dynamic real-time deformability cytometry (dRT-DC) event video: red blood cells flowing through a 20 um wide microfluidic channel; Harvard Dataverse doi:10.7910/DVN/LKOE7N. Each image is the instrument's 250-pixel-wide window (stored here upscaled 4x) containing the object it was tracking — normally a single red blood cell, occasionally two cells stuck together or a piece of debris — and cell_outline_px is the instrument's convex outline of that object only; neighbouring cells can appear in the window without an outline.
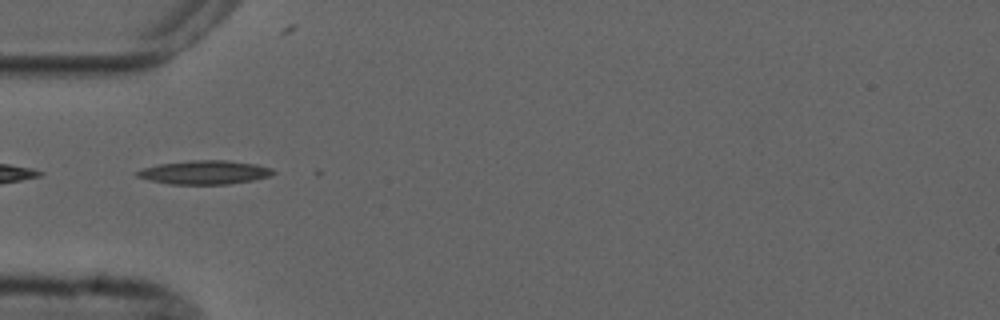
{"species": "common noctule bat (a hibernating species)", "species_latin": "Nyctalus noctula", "temperature_condition": "cold", "stored_images_in_passage": 7, "camera_frame_rate_fps": 3000, "um_per_image_px": 0.085, "animal": {"sex": "male", "forearm_length_mm": 52.5}, "frame": {"image": 1, "passage_image": 5, "time_ms": 5.333, "image_size_px": [1000, 320], "cell_outline_px": [[276, 172], [268, 176], [252, 180], [228, 184], [168, 184], [148, 180], [136, 176], [136, 172], [144, 168], [160, 164], [192, 160], [228, 160], [256, 164], [272, 168]], "centroid_in_image_um": [17.39, 14.65], "position_along_channel_um": 67.6, "area_um2": 18.73}}
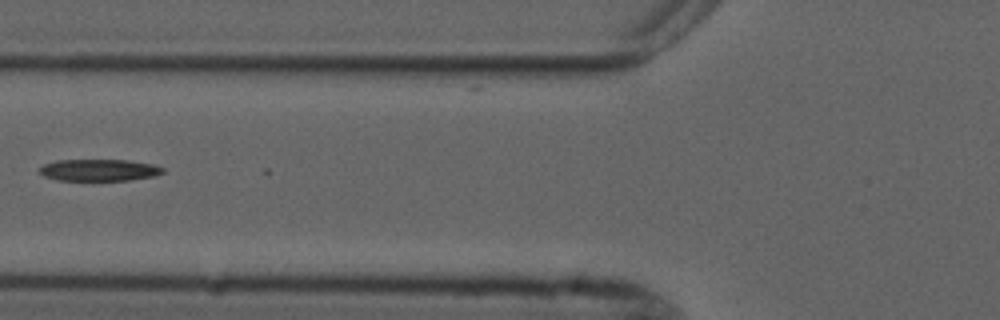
{"frame": {"image": 2, "passage_image": 6, "time_ms": 6.667, "image_size_px": [1000, 320], "cell_outline_px": [[164, 172], [152, 176], [128, 180], [56, 180], [44, 176], [40, 172], [40, 168], [44, 164], [56, 160], [128, 160], [152, 164], [164, 168]], "centroid_in_image_um": [8.4, 14.45], "position_along_channel_um": 117.4, "area_um2": 15.49}}
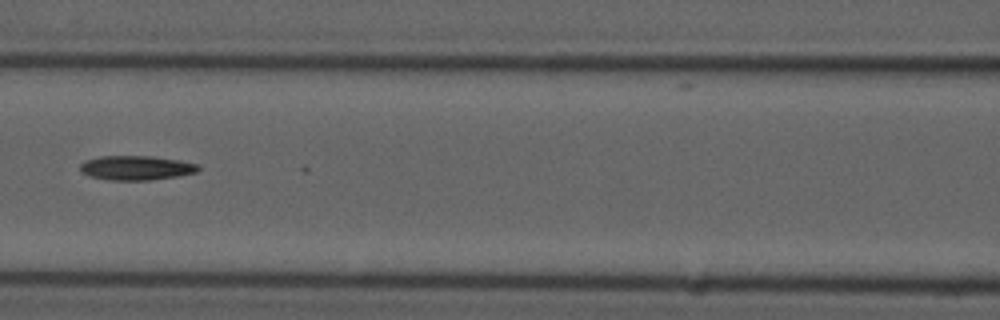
{"frame": {"image": 3, "passage_image": 7, "time_ms": 7.667, "image_size_px": [1000, 320], "cell_outline_px": [[200, 168], [196, 172], [176, 176], [152, 180], [108, 180], [88, 176], [80, 172], [80, 164], [84, 160], [100, 156], [152, 156], [180, 160], [200, 164]], "centroid_in_image_um": [11.55, 14.26], "position_along_channel_um": 155.0, "area_um2": 16.99}}